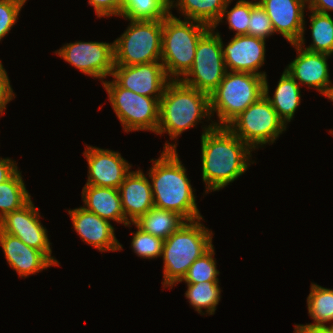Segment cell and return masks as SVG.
<instances>
[{"mask_svg": "<svg viewBox=\"0 0 333 333\" xmlns=\"http://www.w3.org/2000/svg\"><path fill=\"white\" fill-rule=\"evenodd\" d=\"M252 149L228 127L212 124L201 135L202 179L206 192L220 190L247 171Z\"/></svg>", "mask_w": 333, "mask_h": 333, "instance_id": "obj_1", "label": "cell"}, {"mask_svg": "<svg viewBox=\"0 0 333 333\" xmlns=\"http://www.w3.org/2000/svg\"><path fill=\"white\" fill-rule=\"evenodd\" d=\"M176 144L165 143L157 160H153L149 178L154 207L178 213L186 221L203 218L196 205L186 169L178 158Z\"/></svg>", "mask_w": 333, "mask_h": 333, "instance_id": "obj_2", "label": "cell"}, {"mask_svg": "<svg viewBox=\"0 0 333 333\" xmlns=\"http://www.w3.org/2000/svg\"><path fill=\"white\" fill-rule=\"evenodd\" d=\"M208 116V117H207ZM203 117L211 118L210 95L189 87L180 80H171L160 98L159 124L156 134L168 133L176 139Z\"/></svg>", "mask_w": 333, "mask_h": 333, "instance_id": "obj_3", "label": "cell"}, {"mask_svg": "<svg viewBox=\"0 0 333 333\" xmlns=\"http://www.w3.org/2000/svg\"><path fill=\"white\" fill-rule=\"evenodd\" d=\"M201 220L203 219L185 221L176 232L164 240V288H171L182 282L189 267L213 246V233L200 223Z\"/></svg>", "mask_w": 333, "mask_h": 333, "instance_id": "obj_4", "label": "cell"}, {"mask_svg": "<svg viewBox=\"0 0 333 333\" xmlns=\"http://www.w3.org/2000/svg\"><path fill=\"white\" fill-rule=\"evenodd\" d=\"M211 28L201 22L175 17L171 11L162 20L161 63L170 80H180L193 65L199 40ZM173 77V78H172Z\"/></svg>", "mask_w": 333, "mask_h": 333, "instance_id": "obj_5", "label": "cell"}, {"mask_svg": "<svg viewBox=\"0 0 333 333\" xmlns=\"http://www.w3.org/2000/svg\"><path fill=\"white\" fill-rule=\"evenodd\" d=\"M264 77L246 72L227 71L210 94V111L217 113V127H227L248 106L264 95Z\"/></svg>", "mask_w": 333, "mask_h": 333, "instance_id": "obj_6", "label": "cell"}, {"mask_svg": "<svg viewBox=\"0 0 333 333\" xmlns=\"http://www.w3.org/2000/svg\"><path fill=\"white\" fill-rule=\"evenodd\" d=\"M124 33L114 40V64L132 66L161 61L162 20H129Z\"/></svg>", "mask_w": 333, "mask_h": 333, "instance_id": "obj_7", "label": "cell"}, {"mask_svg": "<svg viewBox=\"0 0 333 333\" xmlns=\"http://www.w3.org/2000/svg\"><path fill=\"white\" fill-rule=\"evenodd\" d=\"M103 87L126 133L147 130L157 132L161 97H147L120 87L114 80Z\"/></svg>", "mask_w": 333, "mask_h": 333, "instance_id": "obj_8", "label": "cell"}, {"mask_svg": "<svg viewBox=\"0 0 333 333\" xmlns=\"http://www.w3.org/2000/svg\"><path fill=\"white\" fill-rule=\"evenodd\" d=\"M227 127L252 150L268 142L274 143L286 130L285 123L265 95L248 106Z\"/></svg>", "mask_w": 333, "mask_h": 333, "instance_id": "obj_9", "label": "cell"}, {"mask_svg": "<svg viewBox=\"0 0 333 333\" xmlns=\"http://www.w3.org/2000/svg\"><path fill=\"white\" fill-rule=\"evenodd\" d=\"M226 72L221 36L218 31L215 32V29L211 28L199 40L193 65L180 81L210 95L218 87Z\"/></svg>", "mask_w": 333, "mask_h": 333, "instance_id": "obj_10", "label": "cell"}, {"mask_svg": "<svg viewBox=\"0 0 333 333\" xmlns=\"http://www.w3.org/2000/svg\"><path fill=\"white\" fill-rule=\"evenodd\" d=\"M66 62L82 73L101 79L112 75L114 68V43L74 42L55 51Z\"/></svg>", "mask_w": 333, "mask_h": 333, "instance_id": "obj_11", "label": "cell"}, {"mask_svg": "<svg viewBox=\"0 0 333 333\" xmlns=\"http://www.w3.org/2000/svg\"><path fill=\"white\" fill-rule=\"evenodd\" d=\"M39 209L30 200L21 209L7 214L0 220V229L10 235L19 238L27 246L43 252L54 264L59 263L51 255L50 241L46 228L40 219Z\"/></svg>", "mask_w": 333, "mask_h": 333, "instance_id": "obj_12", "label": "cell"}, {"mask_svg": "<svg viewBox=\"0 0 333 333\" xmlns=\"http://www.w3.org/2000/svg\"><path fill=\"white\" fill-rule=\"evenodd\" d=\"M111 76L120 87L147 97H162L171 81L161 61L132 66L114 65Z\"/></svg>", "mask_w": 333, "mask_h": 333, "instance_id": "obj_13", "label": "cell"}, {"mask_svg": "<svg viewBox=\"0 0 333 333\" xmlns=\"http://www.w3.org/2000/svg\"><path fill=\"white\" fill-rule=\"evenodd\" d=\"M83 155L89 168L86 185L119 189L131 172V166L119 152L87 146Z\"/></svg>", "mask_w": 333, "mask_h": 333, "instance_id": "obj_14", "label": "cell"}, {"mask_svg": "<svg viewBox=\"0 0 333 333\" xmlns=\"http://www.w3.org/2000/svg\"><path fill=\"white\" fill-rule=\"evenodd\" d=\"M258 2L266 10L274 32L281 34L290 44H298L303 48L304 9L307 0H258Z\"/></svg>", "mask_w": 333, "mask_h": 333, "instance_id": "obj_15", "label": "cell"}, {"mask_svg": "<svg viewBox=\"0 0 333 333\" xmlns=\"http://www.w3.org/2000/svg\"><path fill=\"white\" fill-rule=\"evenodd\" d=\"M265 41L249 35H234L224 47L221 39L226 70L252 73L265 78L266 72H259L265 60Z\"/></svg>", "mask_w": 333, "mask_h": 333, "instance_id": "obj_16", "label": "cell"}, {"mask_svg": "<svg viewBox=\"0 0 333 333\" xmlns=\"http://www.w3.org/2000/svg\"><path fill=\"white\" fill-rule=\"evenodd\" d=\"M291 45L296 49L297 57L285 70L295 81H299L298 84L314 87L327 97L333 86L329 79L327 64L330 55L307 51L298 44Z\"/></svg>", "mask_w": 333, "mask_h": 333, "instance_id": "obj_17", "label": "cell"}, {"mask_svg": "<svg viewBox=\"0 0 333 333\" xmlns=\"http://www.w3.org/2000/svg\"><path fill=\"white\" fill-rule=\"evenodd\" d=\"M68 213L74 230H76L82 241L102 252L123 250L122 245L114 235V227L110 224V221L85 210L82 206L69 210Z\"/></svg>", "mask_w": 333, "mask_h": 333, "instance_id": "obj_18", "label": "cell"}, {"mask_svg": "<svg viewBox=\"0 0 333 333\" xmlns=\"http://www.w3.org/2000/svg\"><path fill=\"white\" fill-rule=\"evenodd\" d=\"M119 193L126 226L154 207L151 183L141 170L131 171L120 184ZM129 216V218H128Z\"/></svg>", "mask_w": 333, "mask_h": 333, "instance_id": "obj_19", "label": "cell"}, {"mask_svg": "<svg viewBox=\"0 0 333 333\" xmlns=\"http://www.w3.org/2000/svg\"><path fill=\"white\" fill-rule=\"evenodd\" d=\"M0 245L7 262L20 277H28L55 265L43 252L0 229Z\"/></svg>", "mask_w": 333, "mask_h": 333, "instance_id": "obj_20", "label": "cell"}, {"mask_svg": "<svg viewBox=\"0 0 333 333\" xmlns=\"http://www.w3.org/2000/svg\"><path fill=\"white\" fill-rule=\"evenodd\" d=\"M82 200L85 210L107 221L113 220L126 226L119 189L85 185Z\"/></svg>", "mask_w": 333, "mask_h": 333, "instance_id": "obj_21", "label": "cell"}, {"mask_svg": "<svg viewBox=\"0 0 333 333\" xmlns=\"http://www.w3.org/2000/svg\"><path fill=\"white\" fill-rule=\"evenodd\" d=\"M264 95L270 101L272 107L277 112L279 118L287 125L295 114L297 107L301 102L300 85L289 73L284 70L278 85L275 89L273 98L269 96V85L267 78H264Z\"/></svg>", "mask_w": 333, "mask_h": 333, "instance_id": "obj_22", "label": "cell"}, {"mask_svg": "<svg viewBox=\"0 0 333 333\" xmlns=\"http://www.w3.org/2000/svg\"><path fill=\"white\" fill-rule=\"evenodd\" d=\"M185 221L174 211L153 207L133 224L142 231L165 240L176 232Z\"/></svg>", "mask_w": 333, "mask_h": 333, "instance_id": "obj_23", "label": "cell"}, {"mask_svg": "<svg viewBox=\"0 0 333 333\" xmlns=\"http://www.w3.org/2000/svg\"><path fill=\"white\" fill-rule=\"evenodd\" d=\"M169 0V10L178 7L184 19L201 22L213 28L222 15L228 0ZM174 4V5H173Z\"/></svg>", "mask_w": 333, "mask_h": 333, "instance_id": "obj_24", "label": "cell"}, {"mask_svg": "<svg viewBox=\"0 0 333 333\" xmlns=\"http://www.w3.org/2000/svg\"><path fill=\"white\" fill-rule=\"evenodd\" d=\"M22 179L17 170L7 181L0 183V220L31 200Z\"/></svg>", "mask_w": 333, "mask_h": 333, "instance_id": "obj_25", "label": "cell"}, {"mask_svg": "<svg viewBox=\"0 0 333 333\" xmlns=\"http://www.w3.org/2000/svg\"><path fill=\"white\" fill-rule=\"evenodd\" d=\"M310 294L307 297L309 316L314 324H306L312 327H325V323L333 321V289L324 288L311 283Z\"/></svg>", "mask_w": 333, "mask_h": 333, "instance_id": "obj_26", "label": "cell"}, {"mask_svg": "<svg viewBox=\"0 0 333 333\" xmlns=\"http://www.w3.org/2000/svg\"><path fill=\"white\" fill-rule=\"evenodd\" d=\"M312 44L303 48L310 52L333 54V18L330 14L310 10Z\"/></svg>", "mask_w": 333, "mask_h": 333, "instance_id": "obj_27", "label": "cell"}, {"mask_svg": "<svg viewBox=\"0 0 333 333\" xmlns=\"http://www.w3.org/2000/svg\"><path fill=\"white\" fill-rule=\"evenodd\" d=\"M169 11V0H122L120 17L126 20H163Z\"/></svg>", "mask_w": 333, "mask_h": 333, "instance_id": "obj_28", "label": "cell"}, {"mask_svg": "<svg viewBox=\"0 0 333 333\" xmlns=\"http://www.w3.org/2000/svg\"><path fill=\"white\" fill-rule=\"evenodd\" d=\"M218 283L219 281H204L197 284H187L185 297L199 314L202 313L203 308L209 315L214 314L221 296Z\"/></svg>", "mask_w": 333, "mask_h": 333, "instance_id": "obj_29", "label": "cell"}, {"mask_svg": "<svg viewBox=\"0 0 333 333\" xmlns=\"http://www.w3.org/2000/svg\"><path fill=\"white\" fill-rule=\"evenodd\" d=\"M214 247L212 246L206 253L198 258L188 269L187 274L182 281L187 284H197L204 281H219L217 275L220 272L217 270Z\"/></svg>", "mask_w": 333, "mask_h": 333, "instance_id": "obj_30", "label": "cell"}, {"mask_svg": "<svg viewBox=\"0 0 333 333\" xmlns=\"http://www.w3.org/2000/svg\"><path fill=\"white\" fill-rule=\"evenodd\" d=\"M232 0H228L218 23L213 27L215 29L222 19L225 17L229 29L236 31L235 35H248V24L251 15V1L238 0L236 5L228 11V5ZM227 15V16H226Z\"/></svg>", "mask_w": 333, "mask_h": 333, "instance_id": "obj_31", "label": "cell"}, {"mask_svg": "<svg viewBox=\"0 0 333 333\" xmlns=\"http://www.w3.org/2000/svg\"><path fill=\"white\" fill-rule=\"evenodd\" d=\"M131 242L134 252L141 258L152 259L162 256L164 240L142 231L137 227Z\"/></svg>", "mask_w": 333, "mask_h": 333, "instance_id": "obj_32", "label": "cell"}, {"mask_svg": "<svg viewBox=\"0 0 333 333\" xmlns=\"http://www.w3.org/2000/svg\"><path fill=\"white\" fill-rule=\"evenodd\" d=\"M274 32L266 10L258 1H251V15L248 24V35L266 40Z\"/></svg>", "mask_w": 333, "mask_h": 333, "instance_id": "obj_33", "label": "cell"}, {"mask_svg": "<svg viewBox=\"0 0 333 333\" xmlns=\"http://www.w3.org/2000/svg\"><path fill=\"white\" fill-rule=\"evenodd\" d=\"M24 3L22 0H0V41L17 22Z\"/></svg>", "mask_w": 333, "mask_h": 333, "instance_id": "obj_34", "label": "cell"}, {"mask_svg": "<svg viewBox=\"0 0 333 333\" xmlns=\"http://www.w3.org/2000/svg\"><path fill=\"white\" fill-rule=\"evenodd\" d=\"M88 3L94 7L98 18L121 16L122 0H89Z\"/></svg>", "mask_w": 333, "mask_h": 333, "instance_id": "obj_35", "label": "cell"}, {"mask_svg": "<svg viewBox=\"0 0 333 333\" xmlns=\"http://www.w3.org/2000/svg\"><path fill=\"white\" fill-rule=\"evenodd\" d=\"M15 94L11 88L7 72L3 68L0 60V114L6 109V105L10 102Z\"/></svg>", "mask_w": 333, "mask_h": 333, "instance_id": "obj_36", "label": "cell"}, {"mask_svg": "<svg viewBox=\"0 0 333 333\" xmlns=\"http://www.w3.org/2000/svg\"><path fill=\"white\" fill-rule=\"evenodd\" d=\"M16 161L0 157V183L7 181L17 170Z\"/></svg>", "mask_w": 333, "mask_h": 333, "instance_id": "obj_37", "label": "cell"}, {"mask_svg": "<svg viewBox=\"0 0 333 333\" xmlns=\"http://www.w3.org/2000/svg\"><path fill=\"white\" fill-rule=\"evenodd\" d=\"M309 10L318 13L329 14L333 10V0H307Z\"/></svg>", "mask_w": 333, "mask_h": 333, "instance_id": "obj_38", "label": "cell"}, {"mask_svg": "<svg viewBox=\"0 0 333 333\" xmlns=\"http://www.w3.org/2000/svg\"><path fill=\"white\" fill-rule=\"evenodd\" d=\"M294 333H329L325 327H312L308 325H295Z\"/></svg>", "mask_w": 333, "mask_h": 333, "instance_id": "obj_39", "label": "cell"}, {"mask_svg": "<svg viewBox=\"0 0 333 333\" xmlns=\"http://www.w3.org/2000/svg\"><path fill=\"white\" fill-rule=\"evenodd\" d=\"M327 98H329L331 101H333V86H332L331 91H330L329 95L327 96Z\"/></svg>", "mask_w": 333, "mask_h": 333, "instance_id": "obj_40", "label": "cell"}, {"mask_svg": "<svg viewBox=\"0 0 333 333\" xmlns=\"http://www.w3.org/2000/svg\"><path fill=\"white\" fill-rule=\"evenodd\" d=\"M325 328L328 330L329 333H333V323L331 326H325Z\"/></svg>", "mask_w": 333, "mask_h": 333, "instance_id": "obj_41", "label": "cell"}]
</instances>
